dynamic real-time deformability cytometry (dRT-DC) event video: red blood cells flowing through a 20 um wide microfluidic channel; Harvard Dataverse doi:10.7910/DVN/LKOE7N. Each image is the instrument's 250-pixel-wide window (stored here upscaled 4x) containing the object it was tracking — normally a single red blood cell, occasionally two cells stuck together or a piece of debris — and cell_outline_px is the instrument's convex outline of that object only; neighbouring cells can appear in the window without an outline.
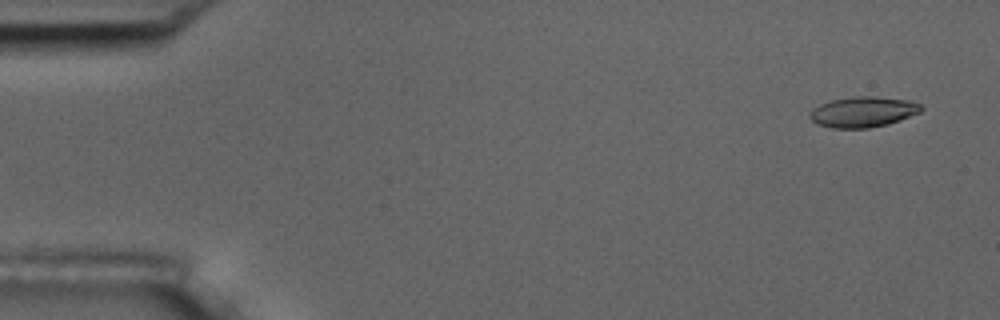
{"species": "common noctule bat (a hibernating species)", "species_latin": "Nyctalus noctula", "temperature_condition": "room temperature", "stored_images_in_passage": 5, "segment_of_instrument_passage": [2, 2], "camera_frame_rate_fps": 3000, "um_per_image_px": 0.085, "animal": {"sex": "male", "body_mass_g": 17.5, "forearm_length_mm": 52.3}, "frame": {"image": 1, "passage_image": 5, "time_ms": 5.667, "image_size_px": [1000, 320], "cell_outline_px": [[924, 108], [920, 112], [900, 120], [888, 124], [868, 128], [832, 128], [816, 124], [808, 116], [808, 112], [812, 108], [820, 104], [832, 100], [856, 96], [872, 96], [912, 100], [920, 104]], "centroid_in_image_um": [73.35, 9.51], "position_along_channel_um": 11.7, "area_um2": 20.0}}